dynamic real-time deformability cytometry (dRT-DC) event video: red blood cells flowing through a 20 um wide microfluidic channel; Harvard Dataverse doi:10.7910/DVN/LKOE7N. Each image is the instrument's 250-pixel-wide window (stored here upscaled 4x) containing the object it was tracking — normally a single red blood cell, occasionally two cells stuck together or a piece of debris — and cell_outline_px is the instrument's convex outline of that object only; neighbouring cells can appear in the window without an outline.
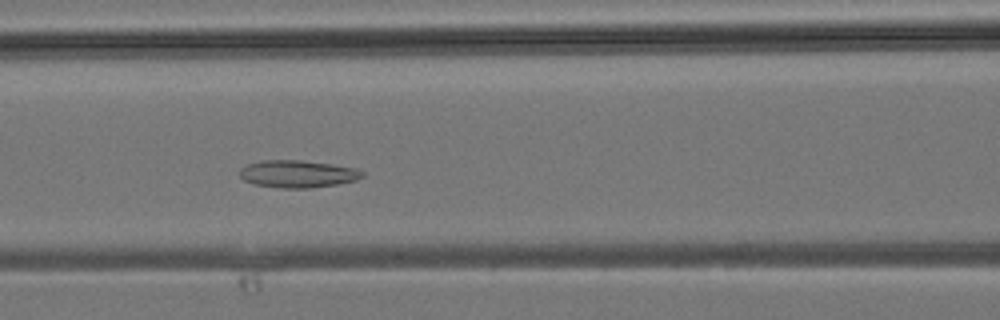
{"species": "common noctule bat (a hibernating species)", "species_latin": "Nyctalus noctula", "temperature_condition": "room temperature", "stored_images_in_passage": 30, "camera_frame_rate_fps": 3000, "um_per_image_px": 0.085, "animal": {"sex": "male", "body_mass_g": 19.2, "forearm_length_mm": 51.8}, "frame": {"image": 1, "passage_image": 12, "time_ms": 3.667, "image_size_px": [1000, 320], "cell_outline_px": [[364, 176], [356, 180], [336, 184], [308, 188], [280, 188], [252, 184], [244, 180], [240, 176], [240, 168], [248, 164], [260, 160], [300, 160], [332, 164], [356, 168], [364, 172]], "centroid_in_image_um": [25.28, 14.78], "position_along_channel_um": 141.3, "area_um2": 19.59}}
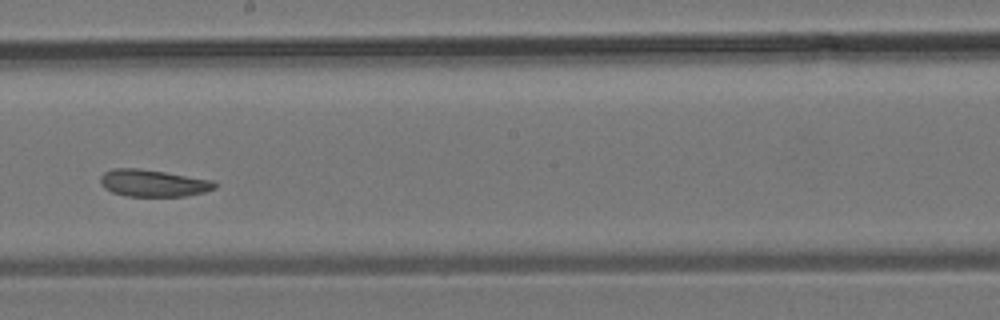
{"frame": {"image": 2, "passage_image": 17, "time_ms": 5.333, "image_size_px": [1000, 320], "cell_outline_px": [[216, 188], [204, 192], [184, 196], [128, 196], [112, 192], [104, 188], [100, 184], [100, 176], [104, 172], [112, 168], [140, 168], [212, 180], [216, 184]], "centroid_in_image_um": [12.97, 15.56], "position_along_channel_um": 235.2, "area_um2": 17.98}}
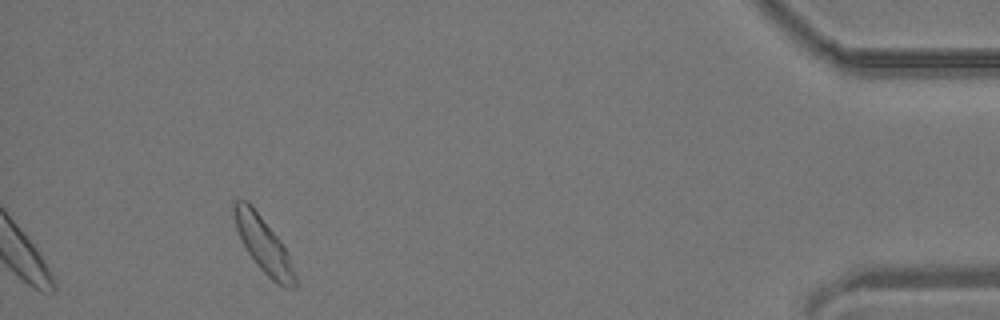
{"frame": {"image": 3, "passage_image": 30, "time_ms": 9.667, "image_size_px": [1000, 320], "cell_outline_px": [[296, 288], [284, 288], [272, 280], [256, 264], [248, 252], [236, 228], [232, 212], [232, 204], [236, 200], [248, 200], [280, 240], [288, 252], [296, 276]], "centroid_in_image_um": [22.4, 20.79], "position_along_channel_um": 412.8, "area_um2": 19.59}}